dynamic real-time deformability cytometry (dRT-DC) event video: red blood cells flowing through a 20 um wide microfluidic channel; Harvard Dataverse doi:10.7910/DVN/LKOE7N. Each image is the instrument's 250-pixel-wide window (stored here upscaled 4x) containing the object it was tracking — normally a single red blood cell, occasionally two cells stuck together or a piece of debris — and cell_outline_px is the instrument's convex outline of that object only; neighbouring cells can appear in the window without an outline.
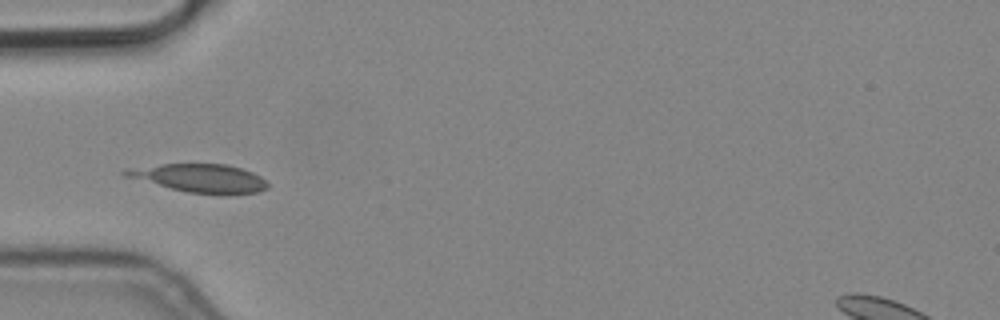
{"species": "common noctule bat (a hibernating species)", "species_latin": "Nyctalus noctula", "temperature_condition": "cold", "stored_images_in_passage": 7, "camera_frame_rate_fps": 3000, "um_per_image_px": 0.085, "animal": {"sex": "male", "body_mass_g": 19.2, "forearm_length_mm": 51.8}, "frame": {"image": 1, "passage_image": 1, "time_ms": 0.0, "image_size_px": [1000, 320], "cell_outline_px": [[268, 188], [256, 192], [228, 196], [188, 192], [124, 176], [120, 172], [160, 164], [228, 164], [252, 172], [260, 176], [268, 184]], "centroid_in_image_um": [17.11, 15.17], "position_along_channel_um": 67.9, "area_um2": 23.18}}
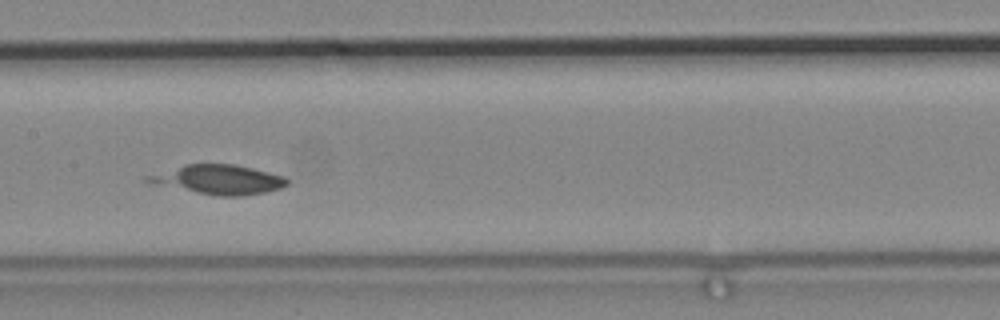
{"frame": {"image": 2, "passage_image": 4, "time_ms": 1.0, "image_size_px": [1000, 320], "cell_outline_px": [[288, 184], [280, 188], [264, 192], [240, 196], [216, 196], [148, 184], [144, 180], [144, 176], [184, 164], [236, 164], [284, 176], [288, 180]], "centroid_in_image_um": [18.48, 15.26], "position_along_channel_um": 188.9, "area_um2": 24.1}}
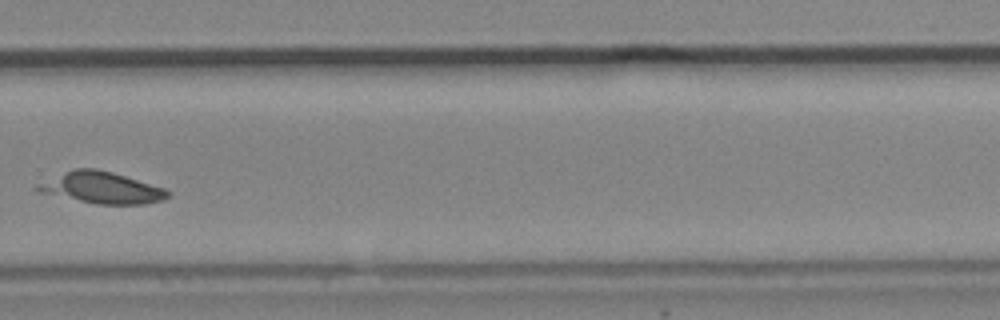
{"frame": {"image": 3, "passage_image": 7, "time_ms": 2.0, "image_size_px": [1000, 320], "cell_outline_px": [[168, 196], [160, 200], [144, 204], [96, 204], [40, 192], [32, 188], [36, 184], [72, 168], [96, 168], [112, 172], [164, 188], [168, 192]], "centroid_in_image_um": [8.57, 15.95], "position_along_channel_um": 321.2, "area_um2": 23.58}}